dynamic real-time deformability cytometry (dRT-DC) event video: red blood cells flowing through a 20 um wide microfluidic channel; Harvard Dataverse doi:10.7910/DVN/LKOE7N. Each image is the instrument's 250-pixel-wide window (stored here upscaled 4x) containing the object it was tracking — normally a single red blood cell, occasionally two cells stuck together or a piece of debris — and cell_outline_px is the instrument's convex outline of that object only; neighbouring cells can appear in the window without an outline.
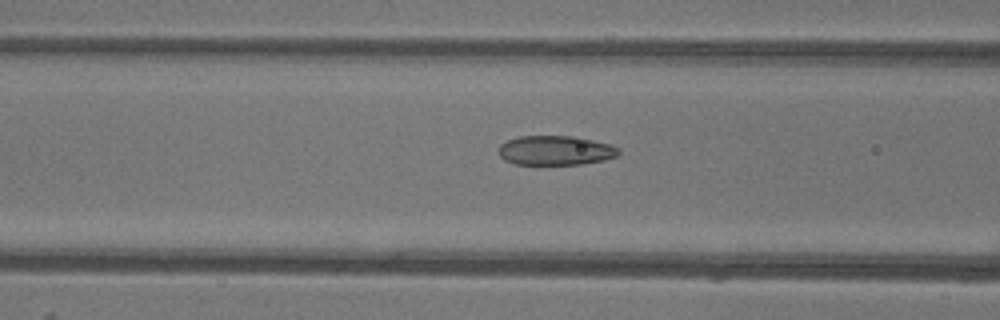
{"species": "common noctule bat (a hibernating species)", "species_latin": "Nyctalus noctula", "temperature_condition": "warm", "stored_images_in_passage": 18, "camera_frame_rate_fps": 3000, "um_per_image_px": 0.085, "animal": {"sex": "female"}, "frame": {"image": 1, "passage_image": 16, "time_ms": 5.0, "image_size_px": [1000, 320], "cell_outline_px": [[620, 152], [616, 156], [604, 160], [580, 164], [512, 164], [504, 160], [500, 156], [500, 144], [508, 140], [520, 136], [572, 136], [612, 144], [620, 148]], "centroid_in_image_um": [47.23, 12.78], "position_along_channel_um": 119.4, "area_um2": 20.58}}